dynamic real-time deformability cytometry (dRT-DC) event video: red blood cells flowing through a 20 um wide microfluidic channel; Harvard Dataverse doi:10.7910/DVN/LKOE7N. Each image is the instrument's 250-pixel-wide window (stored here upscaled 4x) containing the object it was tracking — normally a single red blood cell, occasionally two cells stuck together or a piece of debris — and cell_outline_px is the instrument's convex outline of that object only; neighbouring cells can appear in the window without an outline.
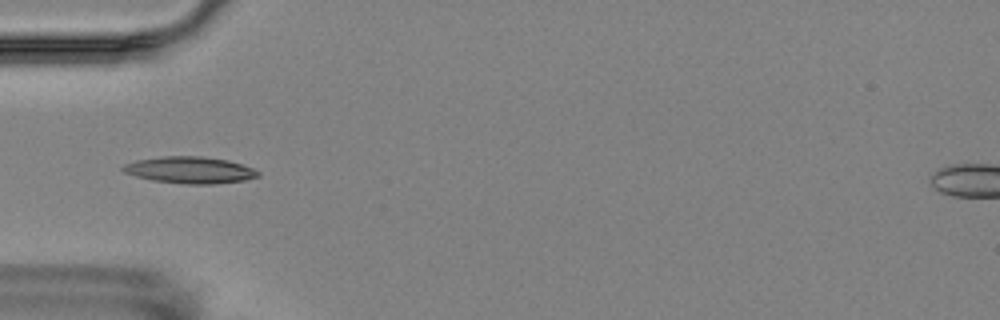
{"species": "Egyptian fruit bat (a non-hibernating species)", "species_latin": "Rousettus aegyptiacus", "temperature_condition": "room temperature", "stored_images_in_passage": 6, "camera_frame_rate_fps": 3000, "um_per_image_px": 0.085, "animal": {"sex": "female"}, "frame": {"image": 1, "passage_image": 4, "time_ms": 3.667, "image_size_px": [1000, 320], "cell_outline_px": [[260, 176], [244, 180], [212, 184], [184, 184], [152, 180], [136, 176], [124, 172], [120, 168], [124, 164], [136, 160], [160, 156], [204, 156], [228, 160], [252, 168], [260, 172]], "centroid_in_image_um": [16.12, 14.44], "position_along_channel_um": 68.9, "area_um2": 21.04}}
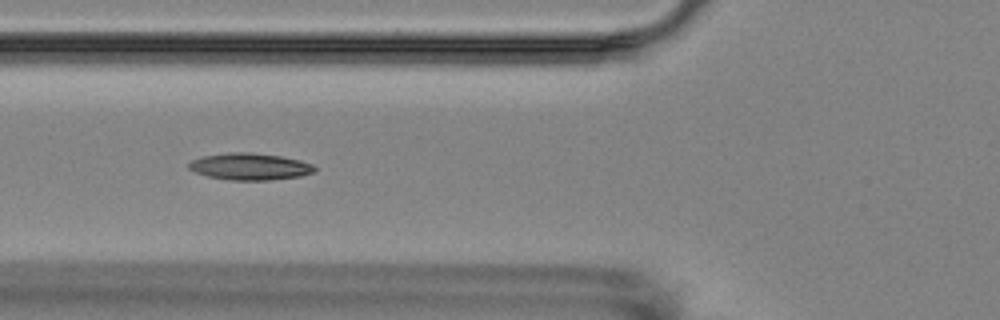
{"frame": {"image": 2, "passage_image": 5, "time_ms": 4.667, "image_size_px": [1000, 320], "cell_outline_px": [[316, 172], [300, 176], [268, 180], [228, 180], [208, 176], [196, 172], [188, 168], [188, 164], [192, 160], [204, 156], [232, 152], [248, 152], [280, 156], [300, 160], [312, 164], [316, 168]], "centroid_in_image_um": [21.26, 14.16], "position_along_channel_um": 104.5, "area_um2": 19.54}}
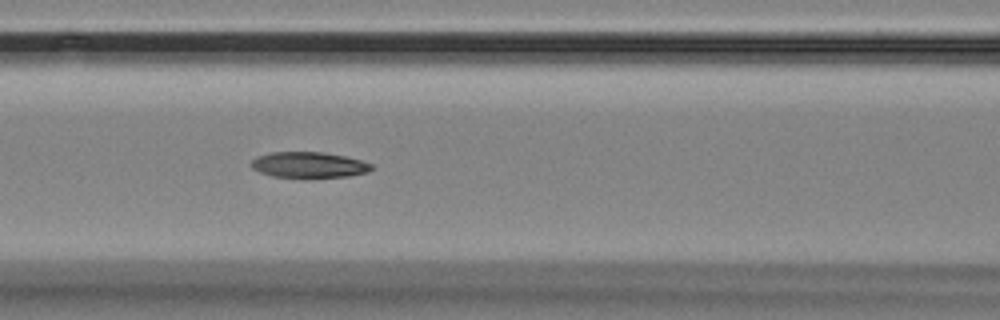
{"frame": {"image": 3, "passage_image": 6, "time_ms": 5.667, "image_size_px": [1000, 320], "cell_outline_px": [[372, 168], [368, 172], [348, 176], [272, 176], [260, 172], [252, 168], [248, 164], [256, 156], [272, 152], [324, 152], [344, 156], [360, 160], [372, 164]], "centroid_in_image_um": [26.21, 13.99], "position_along_channel_um": 140.4, "area_um2": 17.69}}